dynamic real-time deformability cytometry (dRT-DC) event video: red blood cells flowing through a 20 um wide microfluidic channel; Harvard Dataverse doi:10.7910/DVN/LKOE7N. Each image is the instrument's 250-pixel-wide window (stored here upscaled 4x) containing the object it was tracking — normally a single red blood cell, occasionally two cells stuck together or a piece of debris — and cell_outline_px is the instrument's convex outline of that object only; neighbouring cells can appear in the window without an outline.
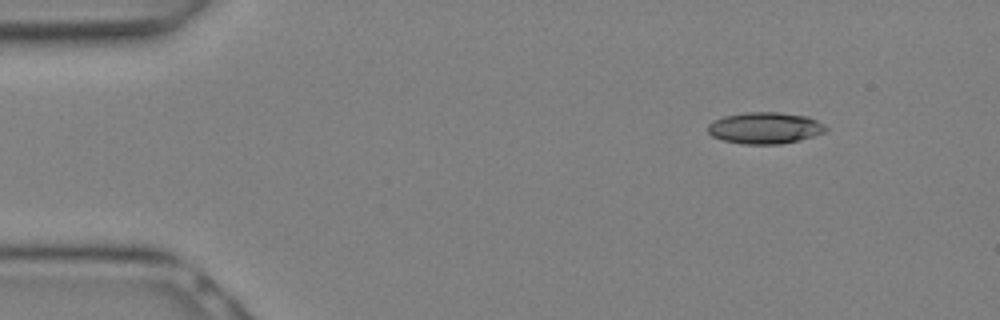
{"species": "Egyptian fruit bat (a non-hibernating species)", "species_latin": "Rousettus aegyptiacus", "temperature_condition": "warm", "stored_images_in_passage": 6, "camera_frame_rate_fps": 3000, "um_per_image_px": 0.085, "animal": {"sex": "female"}, "frame": {"image": 1, "passage_image": 1, "time_ms": 0.0, "image_size_px": [1000, 320], "cell_outline_px": [[828, 132], [800, 140], [780, 144], [744, 144], [724, 140], [712, 136], [708, 132], [708, 124], [712, 120], [724, 116], [744, 112], [776, 112], [808, 116], [816, 120], [828, 128]], "centroid_in_image_um": [65.03, 10.87], "position_along_channel_um": 20.0, "area_um2": 21.79}}
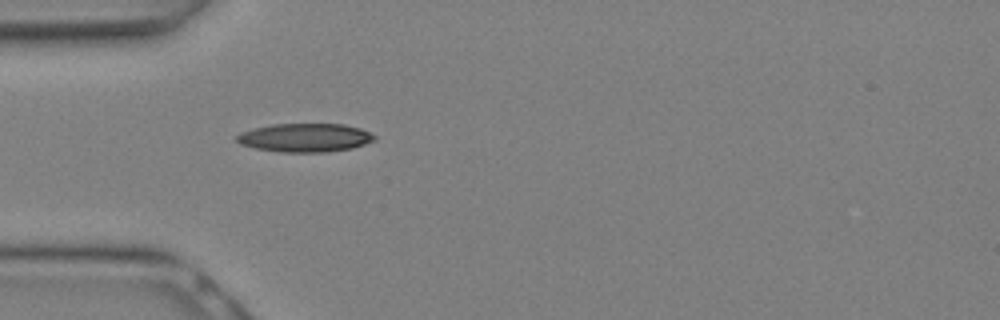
{"frame": {"image": 2, "passage_image": 6, "time_ms": 1.667, "image_size_px": [1000, 320], "cell_outline_px": [[376, 140], [352, 148], [324, 152], [280, 152], [256, 148], [240, 144], [236, 140], [236, 136], [252, 128], [272, 124], [344, 124], [360, 128], [376, 136]], "centroid_in_image_um": [25.93, 11.7], "position_along_channel_um": 59.1, "area_um2": 22.83}}